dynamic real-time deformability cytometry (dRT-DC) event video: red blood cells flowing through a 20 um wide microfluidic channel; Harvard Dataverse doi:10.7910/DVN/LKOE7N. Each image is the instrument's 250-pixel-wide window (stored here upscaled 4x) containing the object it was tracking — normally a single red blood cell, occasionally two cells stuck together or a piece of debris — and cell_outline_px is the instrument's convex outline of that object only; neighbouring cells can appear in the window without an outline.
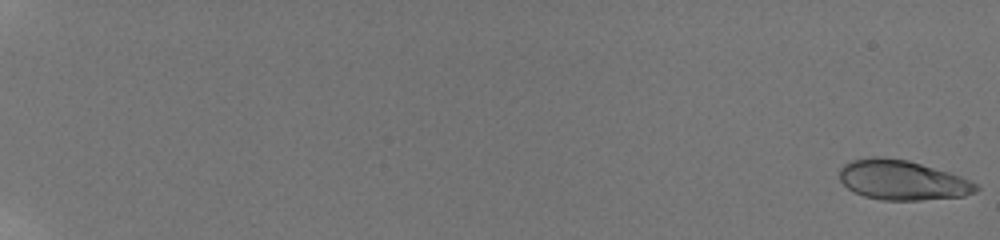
{"species": "human", "species_latin": "Homo sapiens", "temperature_condition": "room temperature", "stored_images_in_passage": 59, "camera_frame_rate_fps": 3000, "um_per_image_px": 0.085, "donor": {"sex": "male"}, "frame": {"image": 1, "passage_image": 1, "time_ms": 0.0, "image_size_px": [1000, 240], "cell_outline_px": [[980, 188], [976, 192], [964, 196], [920, 200], [880, 200], [864, 196], [848, 188], [840, 180], [840, 168], [844, 164], [852, 160], [872, 156], [880, 156], [908, 160], [948, 172], [960, 176], [976, 184]], "centroid_in_image_um": [76.68, 15.31], "position_along_channel_um": 8.3, "area_um2": 31.56}}
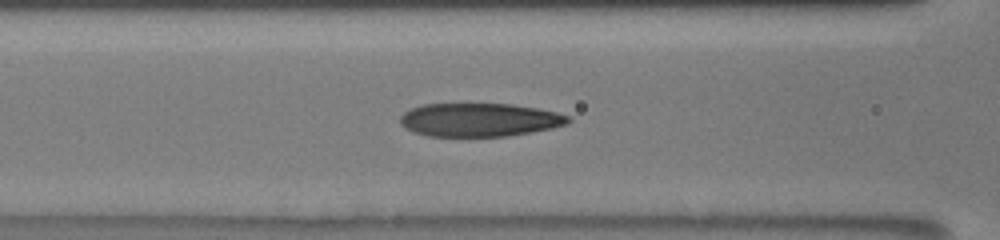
{"frame": {"image": 2, "passage_image": 30, "time_ms": 9.667, "image_size_px": [1000, 240], "cell_outline_px": [[572, 120], [568, 124], [552, 128], [508, 136], [428, 136], [412, 132], [404, 128], [400, 124], [400, 116], [404, 112], [420, 104], [512, 104], [536, 108], [556, 112], [568, 116]], "centroid_in_image_um": [40.72, 10.19], "position_along_channel_um": 125.9, "area_um2": 32.83}}
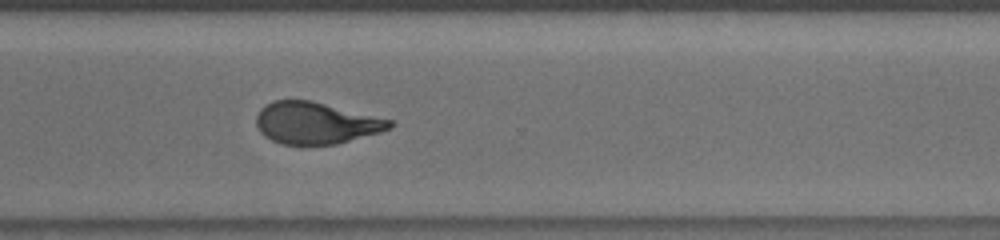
{"frame": {"image": 3, "passage_image": 47, "time_ms": 15.333, "image_size_px": [1000, 240], "cell_outline_px": [[396, 124], [392, 128], [380, 132], [336, 144], [280, 144], [264, 136], [260, 132], [256, 124], [256, 116], [260, 108], [272, 100], [312, 100], [392, 120]], "centroid_in_image_um": [26.84, 10.44], "position_along_channel_um": 343.8, "area_um2": 32.54}, "authors_computed_cell_mechanics": {"area_um2": 32.5414, "velocity_mm_per_s": 3.8537, "shape_relaxation_time_tau1_ms": 3.8076, "shape_relaxation_time_tau2_ms": 0.8321, "deformation_change_tau1": 0.1784, "deformation_change_tau2": 0.0783}}